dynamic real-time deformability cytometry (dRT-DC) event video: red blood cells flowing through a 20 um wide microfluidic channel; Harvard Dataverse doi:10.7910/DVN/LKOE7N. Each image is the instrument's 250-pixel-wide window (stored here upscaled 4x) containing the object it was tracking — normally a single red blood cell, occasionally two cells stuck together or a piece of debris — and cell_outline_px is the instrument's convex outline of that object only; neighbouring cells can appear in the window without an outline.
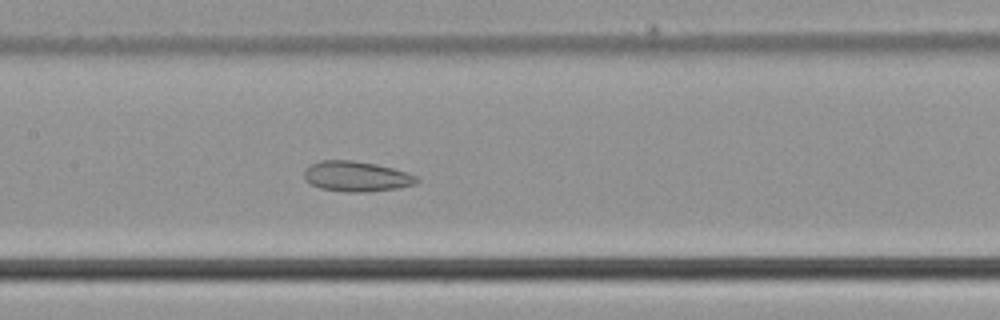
{"species": "common noctule bat (a hibernating species)", "species_latin": "Nyctalus noctula", "temperature_condition": "cold", "stored_images_in_passage": 41, "camera_frame_rate_fps": 3000, "um_per_image_px": 0.085, "animal": {"sex": "male", "body_mass_g": 21.5, "forearm_length_mm": 52.0}, "frame": {"image": 1, "passage_image": 15, "time_ms": 4.667, "image_size_px": [1000, 320], "cell_outline_px": [[420, 180], [416, 184], [396, 188], [364, 192], [344, 192], [320, 188], [304, 180], [304, 168], [320, 160], [352, 160], [376, 164], [408, 172], [416, 176]], "centroid_in_image_um": [30.28, 14.99], "position_along_channel_um": 177.1, "area_um2": 19.94}}
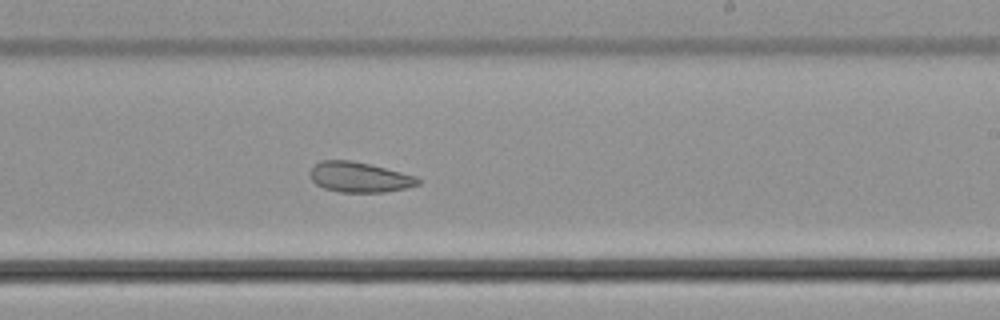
{"frame": {"image": 2, "passage_image": 21, "time_ms": 6.667, "image_size_px": [1000, 320], "cell_outline_px": [[420, 184], [404, 188], [384, 192], [340, 192], [324, 188], [316, 184], [312, 180], [308, 172], [320, 160], [352, 160], [416, 176], [420, 180]], "centroid_in_image_um": [30.51, 15.06], "position_along_channel_um": 258.5, "area_um2": 18.84}}
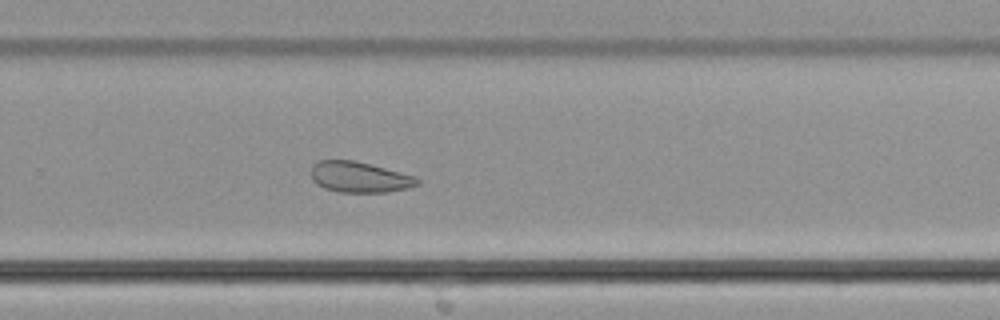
{"frame": {"image": 3, "passage_image": 24, "time_ms": 7.667, "image_size_px": [1000, 320], "cell_outline_px": [[420, 184], [408, 188], [388, 192], [340, 192], [324, 188], [316, 184], [312, 180], [312, 164], [320, 160], [352, 160], [416, 176], [420, 180]], "centroid_in_image_um": [30.56, 15.06], "position_along_channel_um": 299.2, "area_um2": 18.96}}